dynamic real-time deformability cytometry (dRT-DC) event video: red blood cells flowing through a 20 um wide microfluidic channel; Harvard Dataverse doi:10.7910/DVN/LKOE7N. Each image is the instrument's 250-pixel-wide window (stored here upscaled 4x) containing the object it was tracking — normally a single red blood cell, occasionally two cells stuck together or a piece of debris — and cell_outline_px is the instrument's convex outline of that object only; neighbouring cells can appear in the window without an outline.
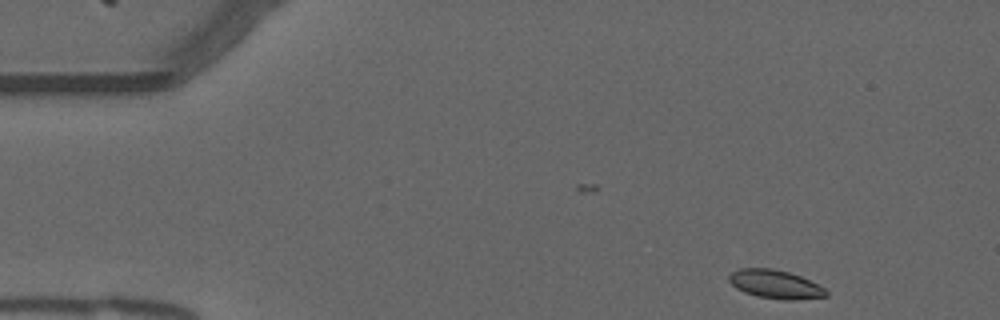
{"species": "common noctule bat (a hibernating species)", "species_latin": "Nyctalus noctula", "temperature_condition": "warm", "stored_images_in_passage": 50, "camera_frame_rate_fps": 3000, "um_per_image_px": 0.085, "animal": {"sex": "male", "forearm_length_mm": 52.5}, "frame": {"image": 1, "passage_image": 1, "time_ms": 0.0, "image_size_px": [1000, 320], "cell_outline_px": [[828, 296], [792, 300], [784, 300], [756, 296], [744, 292], [736, 288], [728, 280], [728, 276], [732, 272], [740, 268], [772, 268], [788, 272], [800, 276], [824, 288], [828, 292]], "centroid_in_image_um": [65.87, 24.16], "position_along_channel_um": 19.1, "area_um2": 16.07}}
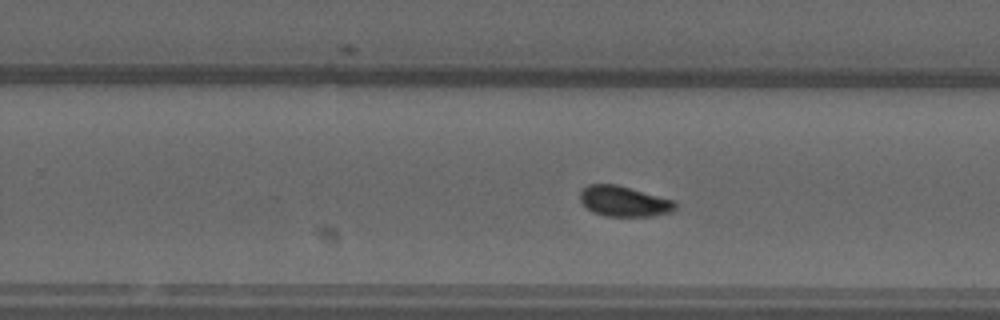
{"frame": {"image": 2, "passage_image": 29, "time_ms": 9.333, "image_size_px": [1000, 320], "cell_outline_px": [[676, 208], [672, 212], [652, 216], [604, 216], [592, 212], [580, 200], [580, 192], [588, 184], [616, 184], [672, 200], [676, 204]], "centroid_in_image_um": [53.02, 17.12], "position_along_channel_um": 276.8, "area_um2": 16.7}}
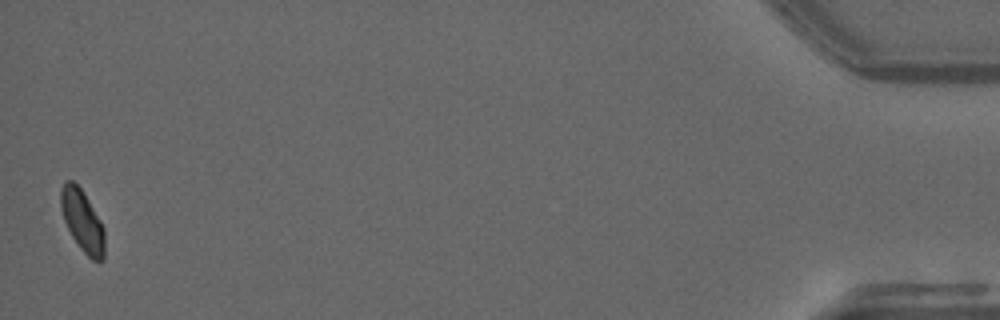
{"frame": {"image": 3, "passage_image": 49, "time_ms": 16.0, "image_size_px": [1000, 320], "cell_outline_px": [[104, 260], [92, 260], [80, 248], [72, 236], [64, 220], [60, 208], [60, 188], [68, 180], [72, 180], [80, 188], [88, 200], [100, 220], [104, 228]], "centroid_in_image_um": [6.99, 18.77], "position_along_channel_um": 428.2, "area_um2": 15.55}, "authors_computed_cell_mechanics": {"area_um2": 16.4152, "velocity_mm_per_s": 3.7335, "shape_relaxation_time_tau1_ms": 7.138, "shape_relaxation_time_tau2_ms": 1.0409, "deformation_change_tau1": 0.1299, "deformation_change_tau2": 0.053}}